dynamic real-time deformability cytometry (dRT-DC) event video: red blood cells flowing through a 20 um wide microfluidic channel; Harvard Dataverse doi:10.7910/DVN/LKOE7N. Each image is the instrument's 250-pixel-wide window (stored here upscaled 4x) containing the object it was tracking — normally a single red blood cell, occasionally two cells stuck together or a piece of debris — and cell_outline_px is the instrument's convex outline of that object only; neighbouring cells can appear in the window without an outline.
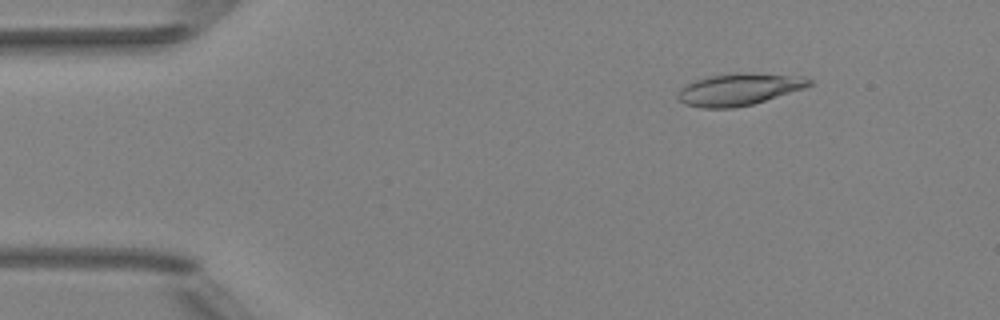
{"species": "Egyptian fruit bat (a non-hibernating species)", "species_latin": "Rousettus aegyptiacus", "temperature_condition": "room temperature", "stored_images_in_passage": 5, "camera_frame_rate_fps": 3000, "um_per_image_px": 0.085, "animal": {"sex": "female"}, "frame": {"image": 1, "passage_image": 2, "time_ms": 0.333, "image_size_px": [1000, 320], "cell_outline_px": [[812, 84], [804, 88], [752, 104], [732, 108], [700, 108], [684, 104], [676, 96], [676, 92], [680, 88], [696, 80], [708, 76], [740, 72], [756, 72], [804, 76], [812, 80]], "centroid_in_image_um": [62.81, 7.58], "position_along_channel_um": 22.2, "area_um2": 24.68}}